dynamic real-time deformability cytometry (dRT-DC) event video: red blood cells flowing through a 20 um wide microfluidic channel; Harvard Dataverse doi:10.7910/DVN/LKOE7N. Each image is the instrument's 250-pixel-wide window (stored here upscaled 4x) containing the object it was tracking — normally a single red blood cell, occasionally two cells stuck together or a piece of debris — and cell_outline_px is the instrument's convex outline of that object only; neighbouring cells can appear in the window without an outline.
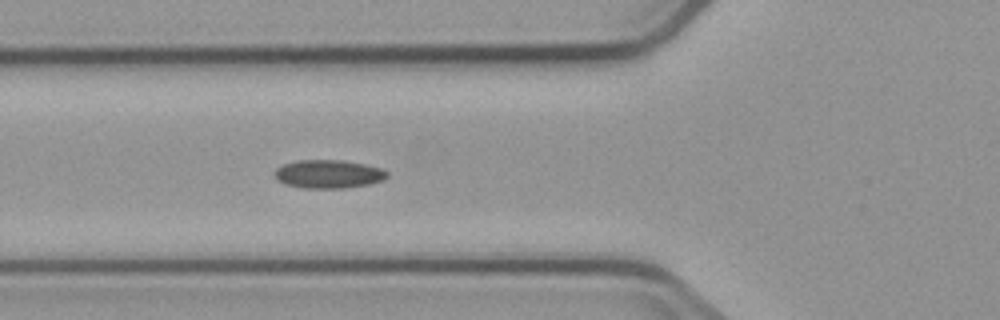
{"species": "common noctule bat (a hibernating species)", "species_latin": "Nyctalus noctula", "temperature_condition": "cold", "stored_images_in_passage": 5, "camera_frame_rate_fps": 3000, "um_per_image_px": 0.085, "animal": {"sex": "male", "body_mass_g": 23.1, "forearm_length_mm": 52.7}, "frame": {"image": 1, "passage_image": 5, "time_ms": 4.667, "image_size_px": [1000, 320], "cell_outline_px": [[388, 176], [384, 180], [368, 184], [344, 188], [304, 188], [284, 184], [276, 180], [272, 172], [276, 168], [284, 164], [300, 160], [344, 160], [384, 168], [388, 172]], "centroid_in_image_um": [27.91, 14.79], "position_along_channel_um": 97.9, "area_um2": 18.84}}